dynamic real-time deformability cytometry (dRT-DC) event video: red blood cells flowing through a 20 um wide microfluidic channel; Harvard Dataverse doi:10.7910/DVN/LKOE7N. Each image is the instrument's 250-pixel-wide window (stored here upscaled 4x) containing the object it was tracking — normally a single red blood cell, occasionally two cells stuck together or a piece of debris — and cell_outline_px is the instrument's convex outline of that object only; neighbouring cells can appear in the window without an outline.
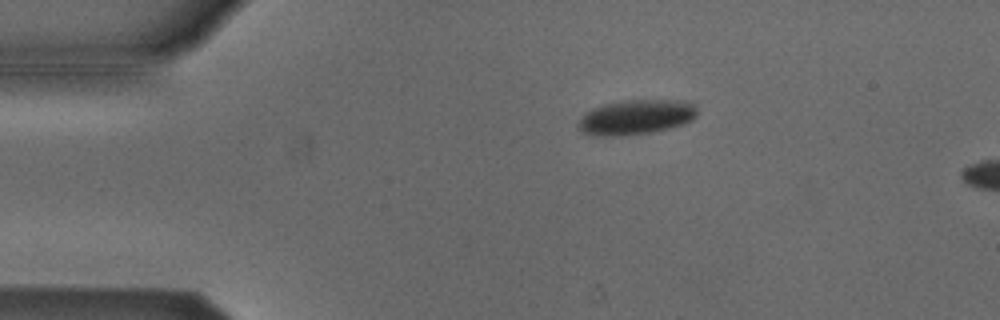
{"species": "Egyptian fruit bat (a non-hibernating species)", "species_latin": "Rousettus aegyptiacus", "temperature_condition": "cold", "stored_images_in_passage": 46, "camera_frame_rate_fps": 3000, "um_per_image_px": 0.085, "animal": {"sex": "male"}, "frame": {"image": 1, "passage_image": 2, "time_ms": 0.333, "image_size_px": [1000, 320], "cell_outline_px": [[696, 116], [692, 120], [684, 124], [652, 132], [620, 136], [592, 136], [584, 132], [576, 124], [580, 116], [584, 112], [592, 108], [604, 104], [620, 100], [680, 100], [696, 104]], "centroid_in_image_um": [54.02, 9.95], "position_along_channel_um": 31.0, "area_um2": 24.45}}
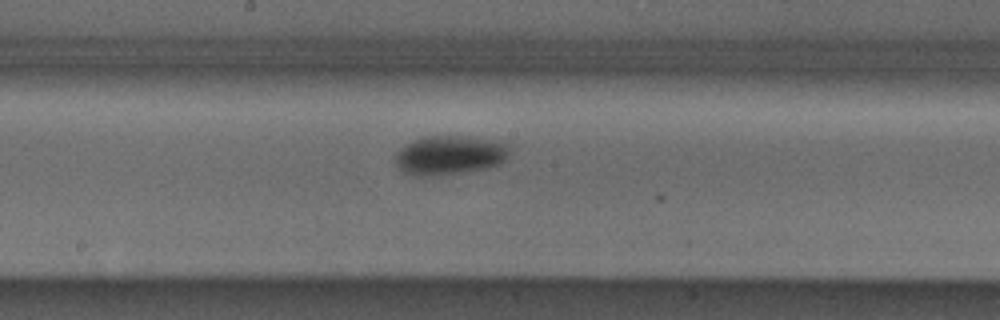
{"frame": {"image": 2, "passage_image": 20, "time_ms": 6.333, "image_size_px": [1000, 320], "cell_outline_px": [[508, 156], [500, 164], [488, 168], [436, 176], [412, 176], [404, 172], [392, 160], [396, 152], [400, 148], [424, 136], [472, 136], [508, 144]], "centroid_in_image_um": [38.19, 13.2], "position_along_channel_um": 210.0, "area_um2": 26.18}}
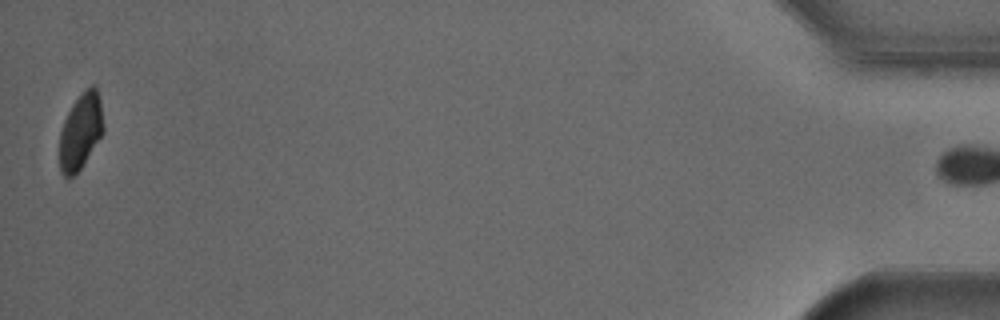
{"frame": {"image": 3, "passage_image": 45, "time_ms": 14.667, "image_size_px": [1000, 320], "cell_outline_px": [[104, 132], [80, 168], [68, 180], [60, 172], [60, 132], [64, 120], [72, 104], [92, 84], [96, 88], [100, 100], [104, 124]], "centroid_in_image_um": [6.85, 11.19], "position_along_channel_um": 428.3, "area_um2": 19.13}, "authors_computed_cell_mechanics": {"area_um2": 24.9985, "velocity_mm_per_s": 3.7974, "shape_relaxation_time_tau1_ms": 5.7577, "shape_relaxation_time_tau2_ms": null, "deformation_change_tau1": 0.0863, "deformation_change_tau2": null}}